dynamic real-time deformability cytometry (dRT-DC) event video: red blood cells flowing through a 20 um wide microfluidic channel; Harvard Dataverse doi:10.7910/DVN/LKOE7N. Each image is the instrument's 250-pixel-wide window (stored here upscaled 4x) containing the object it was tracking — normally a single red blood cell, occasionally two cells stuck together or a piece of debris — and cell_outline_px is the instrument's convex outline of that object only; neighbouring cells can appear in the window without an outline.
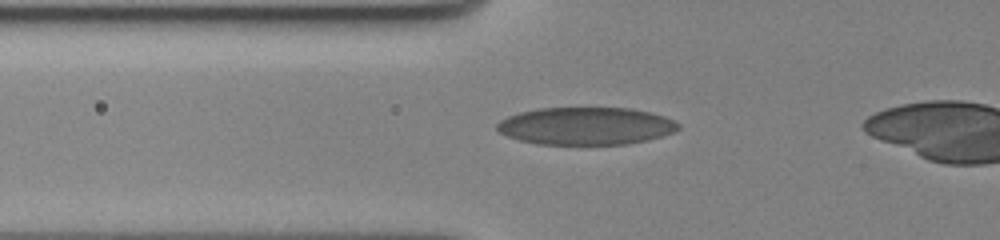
{"species": "human", "species_latin": "Homo sapiens", "temperature_condition": "cold", "stored_images_in_passage": 47, "camera_frame_rate_fps": 3000, "um_per_image_px": 0.085, "donor": {"sex": "female"}, "frame": {"image": 1, "passage_image": 14, "time_ms": 4.333, "image_size_px": [1000, 240], "cell_outline_px": [[680, 128], [672, 132], [648, 140], [628, 144], [536, 144], [520, 140], [508, 136], [500, 132], [496, 128], [496, 124], [500, 120], [508, 116], [520, 112], [536, 108], [632, 108], [664, 116], [680, 124]], "centroid_in_image_um": [49.79, 10.71], "position_along_channel_um": 76.0, "area_um2": 39.59}}
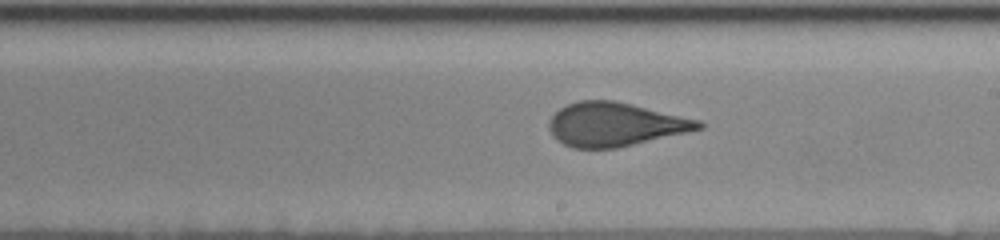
{"frame": {"image": 2, "passage_image": 28, "time_ms": 9.0, "image_size_px": [1000, 240], "cell_outline_px": [[704, 128], [688, 132], [616, 148], [572, 148], [556, 140], [552, 136], [548, 128], [548, 124], [552, 116], [560, 108], [568, 104], [580, 100], [612, 100], [632, 104], [700, 120], [704, 124]], "centroid_in_image_um": [52.26, 10.58], "position_along_channel_um": 236.7, "area_um2": 38.03}}
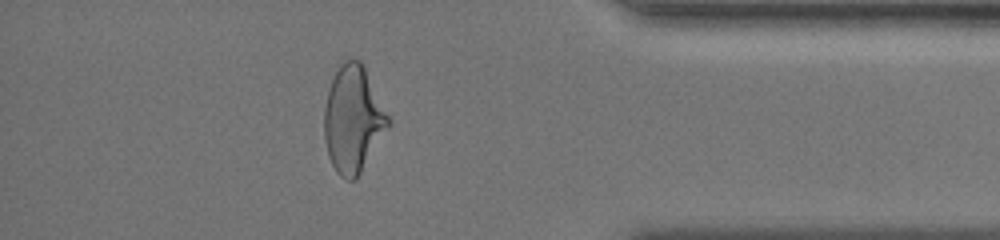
{"frame": {"image": 3, "passage_image": 44, "time_ms": 14.333, "image_size_px": [1000, 240], "cell_outline_px": [[392, 124], [360, 172], [352, 180], [348, 180], [340, 176], [336, 172], [328, 156], [324, 140], [324, 108], [328, 88], [340, 64], [344, 60], [360, 60], [364, 64]], "centroid_in_image_um": [30.01, 10.13], "position_along_channel_um": 405.2, "area_um2": 39.71}}